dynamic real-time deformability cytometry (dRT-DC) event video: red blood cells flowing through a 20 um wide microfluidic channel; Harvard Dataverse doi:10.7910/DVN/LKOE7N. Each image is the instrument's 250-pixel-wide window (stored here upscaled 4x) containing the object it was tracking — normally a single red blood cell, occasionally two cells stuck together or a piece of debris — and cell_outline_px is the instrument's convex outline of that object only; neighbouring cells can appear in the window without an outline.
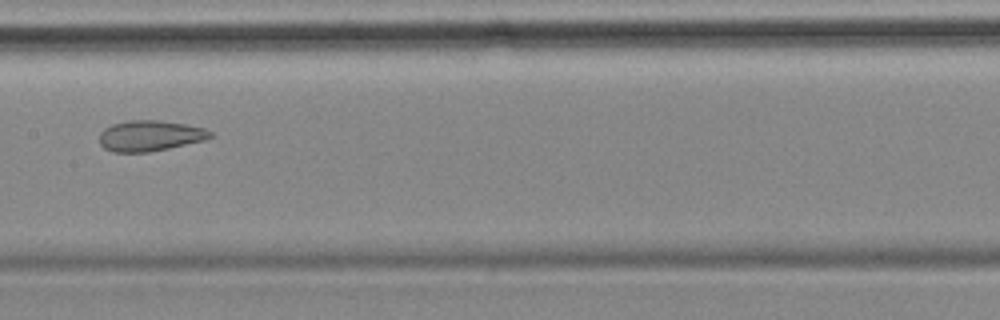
{"species": "common noctule bat (a hibernating species)", "species_latin": "Nyctalus noctula", "temperature_condition": "cold", "stored_images_in_passage": 9, "camera_frame_rate_fps": 3000, "um_per_image_px": 0.085, "animal": {"sex": "female", "body_mass_g": 18.4}, "frame": {"image": 1, "passage_image": 8, "time_ms": 9.0, "image_size_px": [1000, 320], "cell_outline_px": [[212, 136], [204, 140], [168, 148], [148, 152], [112, 152], [104, 148], [100, 144], [100, 132], [104, 128], [112, 124], [128, 120], [160, 120], [184, 124], [204, 128], [212, 132]], "centroid_in_image_um": [12.71, 11.53], "position_along_channel_um": 194.7, "area_um2": 19.77}}
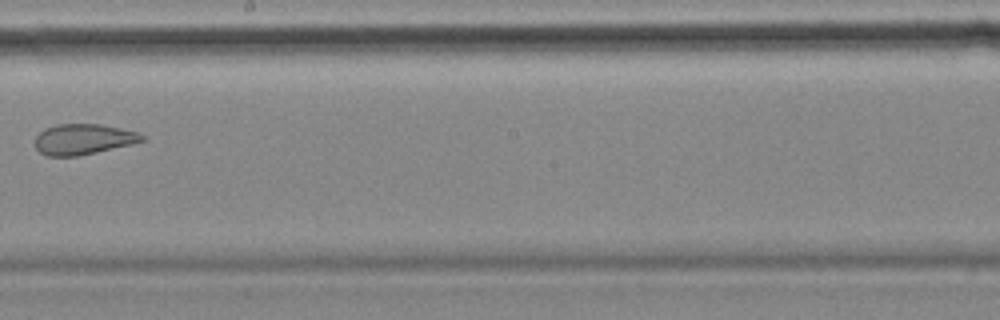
{"frame": {"image": 2, "passage_image": 9, "time_ms": 10.333, "image_size_px": [1000, 320], "cell_outline_px": [[144, 140], [96, 152], [76, 156], [48, 156], [40, 152], [36, 148], [36, 136], [44, 128], [56, 124], [100, 124], [120, 128], [136, 132], [144, 136]], "centroid_in_image_um": [7.02, 11.82], "position_along_channel_um": 241.2, "area_um2": 18.73}}